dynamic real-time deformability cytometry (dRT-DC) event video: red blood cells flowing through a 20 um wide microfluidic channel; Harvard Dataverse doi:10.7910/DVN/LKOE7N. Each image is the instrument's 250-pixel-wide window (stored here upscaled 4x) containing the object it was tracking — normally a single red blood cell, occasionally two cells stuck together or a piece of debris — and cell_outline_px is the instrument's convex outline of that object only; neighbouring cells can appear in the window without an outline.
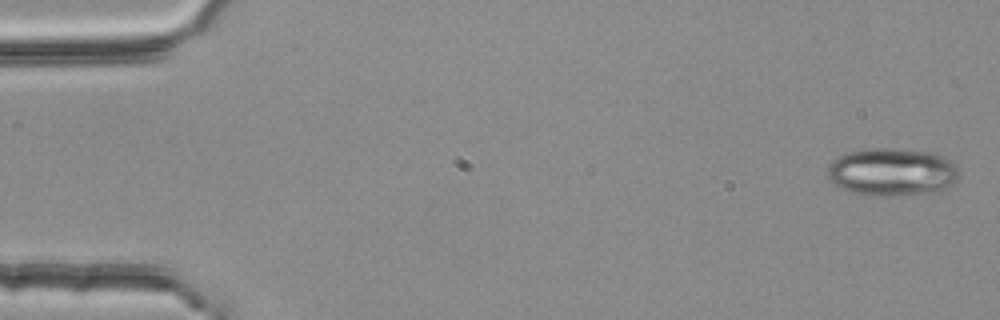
{"species": "common noctule bat (a hibernating species)", "species_latin": "Nyctalus noctula", "temperature_condition": "room temperature", "stored_images_in_passage": 2, "camera_frame_rate_fps": 3000, "um_per_image_px": 0.085, "animal": {"sex": "female", "body_mass_g": 25.1}, "frame": {"image": 1, "passage_image": 2, "time_ms": 0.333, "image_size_px": [1000, 320], "cell_outline_px": [[960, 172], [956, 184], [936, 192], [852, 192], [840, 188], [828, 176], [828, 168], [832, 160], [848, 152], [868, 148], [896, 148], [928, 152], [940, 156], [948, 160]], "centroid_in_image_um": [75.85, 14.55], "position_along_channel_um": 9.2, "area_um2": 35.14}}